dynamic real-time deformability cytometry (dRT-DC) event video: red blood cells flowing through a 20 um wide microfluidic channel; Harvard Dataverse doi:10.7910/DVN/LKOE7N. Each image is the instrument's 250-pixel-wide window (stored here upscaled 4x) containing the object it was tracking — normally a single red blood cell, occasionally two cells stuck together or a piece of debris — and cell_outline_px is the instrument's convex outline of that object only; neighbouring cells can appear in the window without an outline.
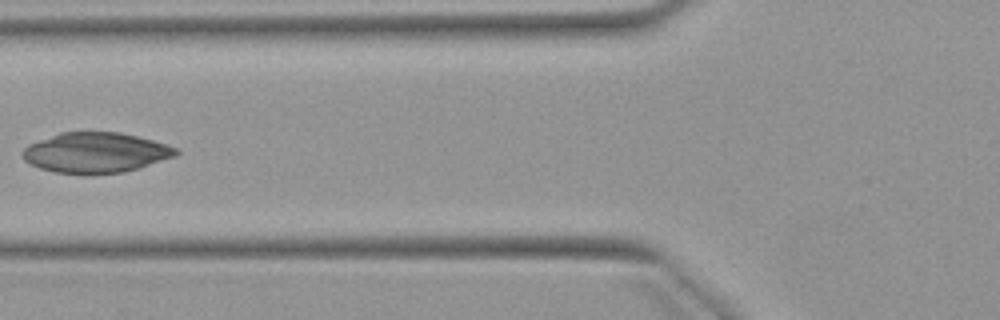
{"species": "Egyptian fruit bat (a non-hibernating species)", "species_latin": "Rousettus aegyptiacus", "temperature_condition": "warm", "stored_images_in_passage": 6, "camera_frame_rate_fps": 3000, "um_per_image_px": 0.085, "animal": {"sex": "female"}, "frame": {"image": 1, "passage_image": 5, "time_ms": 4.667, "image_size_px": [1000, 320], "cell_outline_px": [[180, 152], [176, 156], [140, 168], [124, 172], [56, 172], [40, 168], [24, 160], [24, 148], [28, 144], [60, 132], [120, 132], [152, 140], [176, 148]], "centroid_in_image_um": [8.16, 12.95], "position_along_channel_um": 117.6, "area_um2": 35.26}}
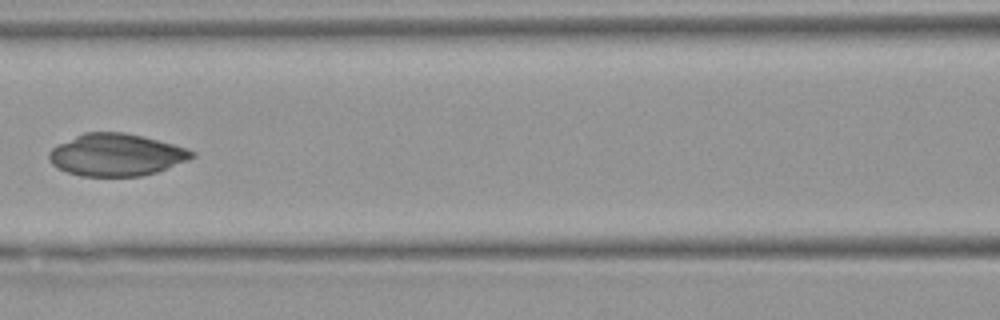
{"frame": {"image": 2, "passage_image": 6, "time_ms": 5.667, "image_size_px": [1000, 320], "cell_outline_px": [[196, 156], [188, 160], [156, 172], [140, 176], [80, 176], [56, 168], [48, 160], [48, 152], [52, 148], [84, 132], [124, 132], [144, 136], [188, 148], [196, 152]], "centroid_in_image_um": [9.89, 13.16], "position_along_channel_um": 156.7, "area_um2": 35.2}}